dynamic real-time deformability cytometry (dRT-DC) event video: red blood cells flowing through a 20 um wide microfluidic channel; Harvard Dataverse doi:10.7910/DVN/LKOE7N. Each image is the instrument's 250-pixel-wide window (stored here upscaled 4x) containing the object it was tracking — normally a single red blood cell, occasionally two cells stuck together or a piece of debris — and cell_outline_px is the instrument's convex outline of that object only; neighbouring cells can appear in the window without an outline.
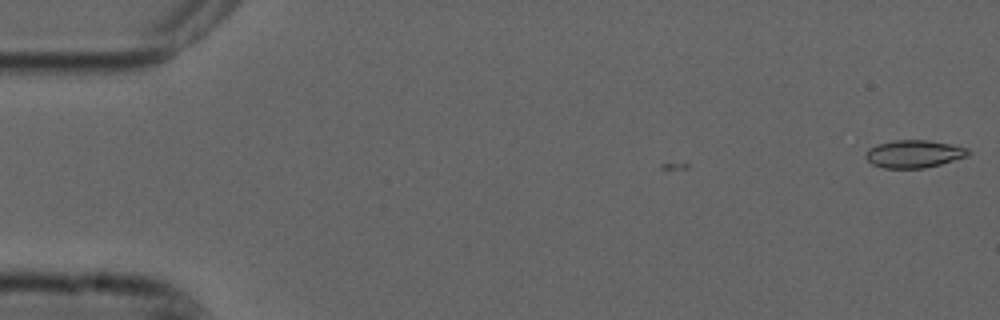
{"species": "common noctule bat (a hibernating species)", "species_latin": "Nyctalus noctula", "temperature_condition": "cold", "stored_images_in_passage": 9, "camera_frame_rate_fps": 3000, "um_per_image_px": 0.085, "animal": {"sex": "male", "forearm_length_mm": 52.5}, "frame": {"image": 1, "passage_image": 1, "time_ms": 0.0, "image_size_px": [1000, 320], "cell_outline_px": [[972, 152], [968, 156], [940, 164], [924, 168], [884, 168], [872, 164], [864, 156], [864, 152], [868, 148], [880, 144], [896, 140], [928, 140], [968, 148]], "centroid_in_image_um": [77.68, 13.08], "position_along_channel_um": 7.3, "area_um2": 16.47}}